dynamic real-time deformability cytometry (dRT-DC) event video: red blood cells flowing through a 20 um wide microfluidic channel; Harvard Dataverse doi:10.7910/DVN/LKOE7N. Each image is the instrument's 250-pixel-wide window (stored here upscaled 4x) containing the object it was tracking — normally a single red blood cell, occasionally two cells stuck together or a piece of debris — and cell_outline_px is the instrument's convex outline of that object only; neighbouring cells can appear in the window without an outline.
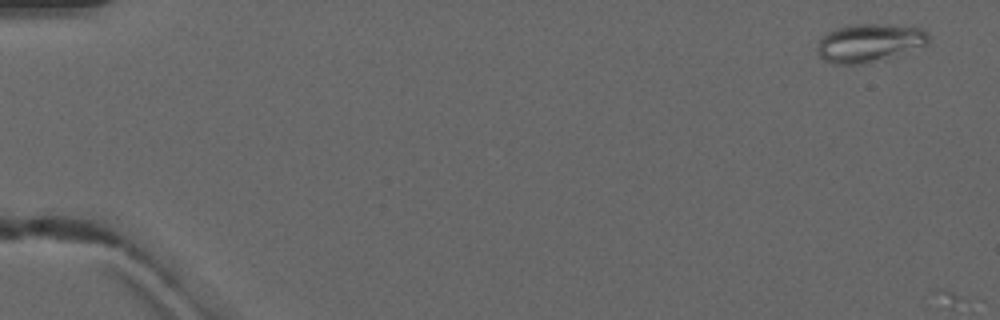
{"species": "common noctule bat (a hibernating species)", "species_latin": "Nyctalus noctula", "temperature_condition": "warm", "stored_images_in_passage": 2, "camera_frame_rate_fps": 3000, "um_per_image_px": 0.085, "animal": {"sex": "male", "forearm_length_mm": 52.5}, "frame": {"image": 1, "passage_image": 1, "time_ms": 0.0, "image_size_px": [1000, 320], "cell_outline_px": [[928, 44], [864, 64], [832, 64], [824, 60], [816, 52], [816, 44], [820, 36], [836, 28], [856, 24], [888, 24], [924, 28], [928, 32]], "centroid_in_image_um": [73.83, 3.63], "position_along_channel_um": 11.2, "area_um2": 24.8}}